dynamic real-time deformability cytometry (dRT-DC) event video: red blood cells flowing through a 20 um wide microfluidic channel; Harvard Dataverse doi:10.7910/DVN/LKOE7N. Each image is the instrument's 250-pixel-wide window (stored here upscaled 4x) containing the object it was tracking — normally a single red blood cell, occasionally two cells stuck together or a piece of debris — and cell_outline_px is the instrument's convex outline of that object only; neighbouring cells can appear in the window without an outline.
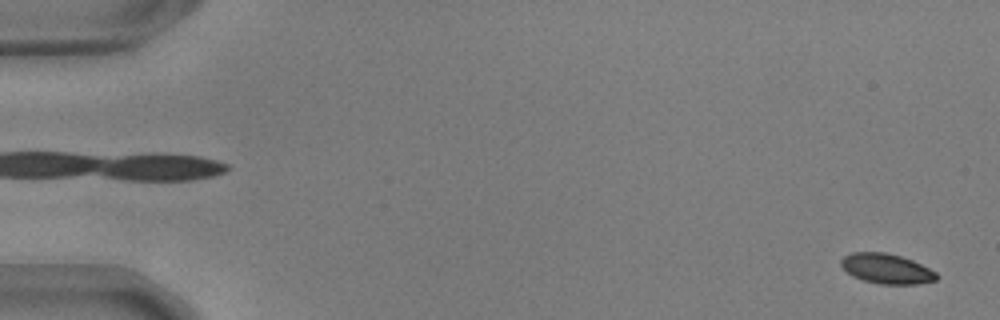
{"species": "common noctule bat (a hibernating species)", "species_latin": "Nyctalus noctula", "temperature_condition": "warm", "stored_images_in_passage": 56, "camera_frame_rate_fps": 3000, "um_per_image_px": 0.085, "animal": {"sex": "male", "body_mass_g": 17.9, "forearm_length_mm": 54.2}, "frame": {"image": 1, "passage_image": 2, "time_ms": 0.333, "image_size_px": [1000, 320], "cell_outline_px": [[940, 276], [936, 280], [916, 284], [880, 284], [864, 280], [852, 276], [840, 264], [840, 260], [844, 256], [852, 252], [884, 252], [900, 256], [912, 260], [936, 272]], "centroid_in_image_um": [75.36, 22.84], "position_along_channel_um": 9.6, "area_um2": 16.59}}
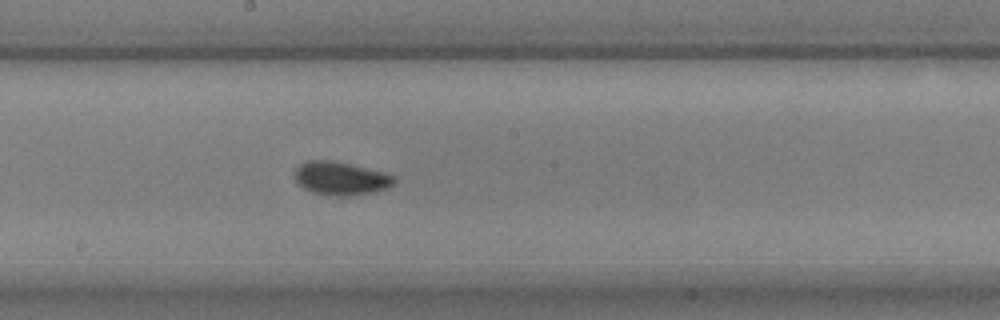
{"frame": {"image": 2, "passage_image": 31, "time_ms": 10.0, "image_size_px": [1000, 320], "cell_outline_px": [[396, 180], [392, 184], [384, 188], [368, 192], [348, 196], [336, 196], [312, 192], [304, 188], [296, 180], [296, 168], [300, 164], [308, 160], [324, 160], [348, 164], [380, 172], [392, 176]], "centroid_in_image_um": [28.89, 15.16], "position_along_channel_um": 219.3, "area_um2": 18.44}}
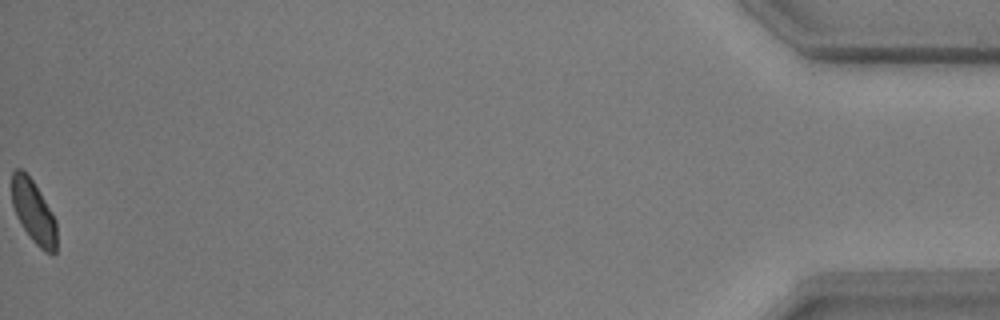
{"frame": {"image": 3, "passage_image": 56, "time_ms": 18.333, "image_size_px": [1000, 320], "cell_outline_px": [[56, 252], [52, 256], [44, 252], [32, 240], [20, 224], [16, 216], [12, 204], [12, 172], [16, 168], [20, 168], [32, 180], [52, 212], [56, 220]], "centroid_in_image_um": [2.85, 18.05], "position_along_channel_um": 432.3, "area_um2": 16.47}, "authors_computed_cell_mechanics": {"area_um2": 17.4556, "velocity_mm_per_s": 3.6775, "shape_relaxation_time_tau1_ms": 3.114, "shape_relaxation_time_tau2_ms": 1.0931, "deformation_change_tau1": 0.093, "deformation_change_tau2": 0.0446}}